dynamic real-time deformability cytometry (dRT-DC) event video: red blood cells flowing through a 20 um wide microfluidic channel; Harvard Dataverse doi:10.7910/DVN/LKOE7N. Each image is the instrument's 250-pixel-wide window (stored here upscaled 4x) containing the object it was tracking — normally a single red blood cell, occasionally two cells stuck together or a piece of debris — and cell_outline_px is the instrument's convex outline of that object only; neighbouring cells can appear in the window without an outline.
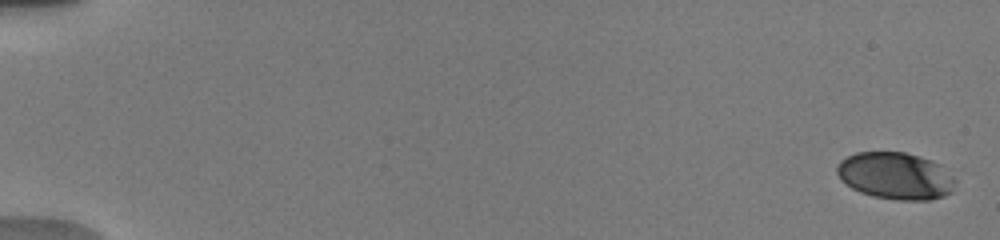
{"species": "human", "species_latin": "Homo sapiens", "temperature_condition": "warm", "stored_images_in_passage": 22, "camera_frame_rate_fps": 3000, "um_per_image_px": 0.085, "donor": {"sex": "male"}, "frame": {"image": 1, "passage_image": 1, "time_ms": 0.0, "image_size_px": [1000, 240], "cell_outline_px": [[956, 180], [952, 192], [944, 196], [932, 200], [900, 200], [872, 196], [860, 192], [852, 188], [840, 180], [836, 172], [836, 168], [840, 160], [856, 152], [904, 152], [920, 156], [932, 160], [940, 164]], "centroid_in_image_um": [76.12, 14.95], "position_along_channel_um": 8.9, "area_um2": 32.66}}
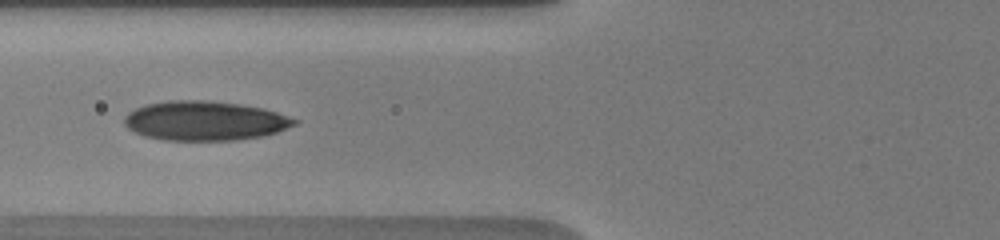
{"frame": {"image": 2, "passage_image": 12, "time_ms": 7.333, "image_size_px": [1000, 240], "cell_outline_px": [[300, 120], [296, 124], [276, 132], [264, 136], [232, 140], [164, 140], [144, 136], [128, 128], [124, 124], [124, 116], [128, 112], [144, 104], [168, 100], [208, 100], [240, 104], [264, 108]], "centroid_in_image_um": [17.39, 10.26], "position_along_channel_um": 108.4, "area_um2": 39.19}}
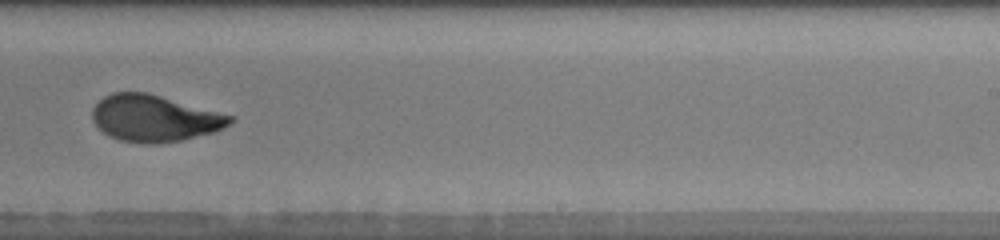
{"frame": {"image": 3, "passage_image": 21, "time_ms": 11.667, "image_size_px": [1000, 240], "cell_outline_px": [[236, 120], [224, 128], [216, 132], [180, 140], [156, 144], [144, 144], [120, 140], [108, 136], [92, 120], [92, 108], [104, 96], [112, 92], [148, 92], [236, 116]], "centroid_in_image_um": [13.17, 10.05], "position_along_channel_um": 275.8, "area_um2": 37.8}}